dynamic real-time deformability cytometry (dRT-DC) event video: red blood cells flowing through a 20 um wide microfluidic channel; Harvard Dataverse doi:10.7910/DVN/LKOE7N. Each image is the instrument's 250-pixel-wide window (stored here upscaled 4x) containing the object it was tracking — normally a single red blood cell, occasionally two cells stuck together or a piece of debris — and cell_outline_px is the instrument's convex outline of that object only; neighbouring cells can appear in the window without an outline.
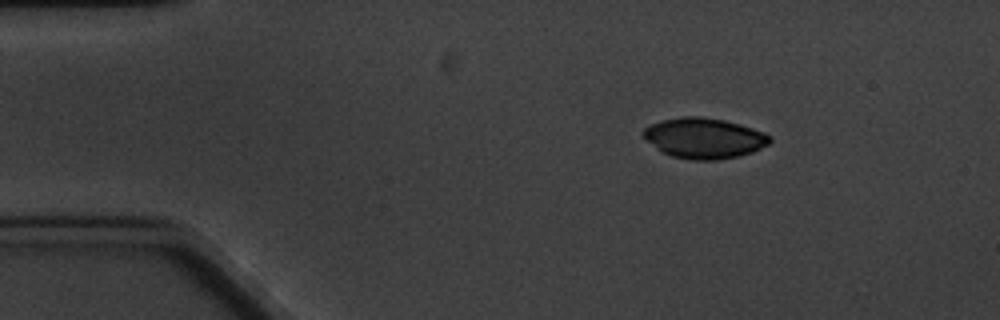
{"species": "common noctule bat (a hibernating species)", "species_latin": "Nyctalus noctula", "temperature_condition": "cold", "stored_images_in_passage": 5, "camera_frame_rate_fps": 3000, "um_per_image_px": 0.085, "animal": {"sex": "male", "body_mass_g": 20.1, "forearm_length_mm": 53.5}, "frame": {"image": 1, "passage_image": 5, "time_ms": 5.667, "image_size_px": [1000, 320], "cell_outline_px": [[772, 140], [768, 144], [752, 152], [736, 156], [716, 160], [692, 160], [672, 156], [664, 152], [648, 140], [640, 132], [644, 128], [652, 124], [664, 120], [684, 116], [700, 116], [724, 120], [740, 124], [764, 132], [772, 136]], "centroid_in_image_um": [59.89, 11.73], "position_along_channel_um": 25.1, "area_um2": 29.48}}